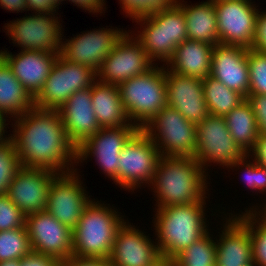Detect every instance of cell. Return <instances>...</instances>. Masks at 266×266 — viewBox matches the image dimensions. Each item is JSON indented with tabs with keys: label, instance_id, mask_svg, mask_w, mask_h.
<instances>
[{
	"label": "cell",
	"instance_id": "52",
	"mask_svg": "<svg viewBox=\"0 0 266 266\" xmlns=\"http://www.w3.org/2000/svg\"><path fill=\"white\" fill-rule=\"evenodd\" d=\"M242 266H259L254 260Z\"/></svg>",
	"mask_w": 266,
	"mask_h": 266
},
{
	"label": "cell",
	"instance_id": "29",
	"mask_svg": "<svg viewBox=\"0 0 266 266\" xmlns=\"http://www.w3.org/2000/svg\"><path fill=\"white\" fill-rule=\"evenodd\" d=\"M224 118L234 141L249 154L255 148L259 136L255 115L249 103L245 99Z\"/></svg>",
	"mask_w": 266,
	"mask_h": 266
},
{
	"label": "cell",
	"instance_id": "44",
	"mask_svg": "<svg viewBox=\"0 0 266 266\" xmlns=\"http://www.w3.org/2000/svg\"><path fill=\"white\" fill-rule=\"evenodd\" d=\"M256 162L266 167V135H259L255 148L249 153Z\"/></svg>",
	"mask_w": 266,
	"mask_h": 266
},
{
	"label": "cell",
	"instance_id": "5",
	"mask_svg": "<svg viewBox=\"0 0 266 266\" xmlns=\"http://www.w3.org/2000/svg\"><path fill=\"white\" fill-rule=\"evenodd\" d=\"M134 22H139L141 27L137 35L134 33L133 36L154 64L156 60L167 64L176 47L188 39L185 16L176 3L169 8L137 18Z\"/></svg>",
	"mask_w": 266,
	"mask_h": 266
},
{
	"label": "cell",
	"instance_id": "40",
	"mask_svg": "<svg viewBox=\"0 0 266 266\" xmlns=\"http://www.w3.org/2000/svg\"><path fill=\"white\" fill-rule=\"evenodd\" d=\"M251 50L266 53V10H258Z\"/></svg>",
	"mask_w": 266,
	"mask_h": 266
},
{
	"label": "cell",
	"instance_id": "54",
	"mask_svg": "<svg viewBox=\"0 0 266 266\" xmlns=\"http://www.w3.org/2000/svg\"><path fill=\"white\" fill-rule=\"evenodd\" d=\"M209 1H211V2H219V1H223V0H209Z\"/></svg>",
	"mask_w": 266,
	"mask_h": 266
},
{
	"label": "cell",
	"instance_id": "37",
	"mask_svg": "<svg viewBox=\"0 0 266 266\" xmlns=\"http://www.w3.org/2000/svg\"><path fill=\"white\" fill-rule=\"evenodd\" d=\"M126 16L135 20L148 16L155 11L173 6L176 0H119Z\"/></svg>",
	"mask_w": 266,
	"mask_h": 266
},
{
	"label": "cell",
	"instance_id": "27",
	"mask_svg": "<svg viewBox=\"0 0 266 266\" xmlns=\"http://www.w3.org/2000/svg\"><path fill=\"white\" fill-rule=\"evenodd\" d=\"M181 1L176 0V4L183 10L188 39L206 42L213 46L218 44L219 35L214 3L206 0L197 5H189Z\"/></svg>",
	"mask_w": 266,
	"mask_h": 266
},
{
	"label": "cell",
	"instance_id": "25",
	"mask_svg": "<svg viewBox=\"0 0 266 266\" xmlns=\"http://www.w3.org/2000/svg\"><path fill=\"white\" fill-rule=\"evenodd\" d=\"M213 48L209 43L186 39L176 47L166 68L180 75L204 79L210 76Z\"/></svg>",
	"mask_w": 266,
	"mask_h": 266
},
{
	"label": "cell",
	"instance_id": "50",
	"mask_svg": "<svg viewBox=\"0 0 266 266\" xmlns=\"http://www.w3.org/2000/svg\"><path fill=\"white\" fill-rule=\"evenodd\" d=\"M262 204H263V205L260 204V208H261V209L259 208L258 205H257V208H256V205H255V206L250 207V208H249V211H253V210H254V211H257V212H262V211L266 208V200H265V203L263 202ZM262 206H264V208H263ZM258 208H259V209H258Z\"/></svg>",
	"mask_w": 266,
	"mask_h": 266
},
{
	"label": "cell",
	"instance_id": "33",
	"mask_svg": "<svg viewBox=\"0 0 266 266\" xmlns=\"http://www.w3.org/2000/svg\"><path fill=\"white\" fill-rule=\"evenodd\" d=\"M31 251L26 225L13 230L0 231V261L21 260Z\"/></svg>",
	"mask_w": 266,
	"mask_h": 266
},
{
	"label": "cell",
	"instance_id": "42",
	"mask_svg": "<svg viewBox=\"0 0 266 266\" xmlns=\"http://www.w3.org/2000/svg\"><path fill=\"white\" fill-rule=\"evenodd\" d=\"M60 266H111L107 259L71 256L60 261Z\"/></svg>",
	"mask_w": 266,
	"mask_h": 266
},
{
	"label": "cell",
	"instance_id": "15",
	"mask_svg": "<svg viewBox=\"0 0 266 266\" xmlns=\"http://www.w3.org/2000/svg\"><path fill=\"white\" fill-rule=\"evenodd\" d=\"M132 32L135 31L128 30L105 58L97 72L99 81L119 85L135 76L145 74L155 65Z\"/></svg>",
	"mask_w": 266,
	"mask_h": 266
},
{
	"label": "cell",
	"instance_id": "39",
	"mask_svg": "<svg viewBox=\"0 0 266 266\" xmlns=\"http://www.w3.org/2000/svg\"><path fill=\"white\" fill-rule=\"evenodd\" d=\"M245 99L255 115L259 135H266V95L249 94Z\"/></svg>",
	"mask_w": 266,
	"mask_h": 266
},
{
	"label": "cell",
	"instance_id": "34",
	"mask_svg": "<svg viewBox=\"0 0 266 266\" xmlns=\"http://www.w3.org/2000/svg\"><path fill=\"white\" fill-rule=\"evenodd\" d=\"M6 136L0 143V195L7 194L12 178L21 167L12 138Z\"/></svg>",
	"mask_w": 266,
	"mask_h": 266
},
{
	"label": "cell",
	"instance_id": "48",
	"mask_svg": "<svg viewBox=\"0 0 266 266\" xmlns=\"http://www.w3.org/2000/svg\"><path fill=\"white\" fill-rule=\"evenodd\" d=\"M152 266H175L174 260H170L168 258H161Z\"/></svg>",
	"mask_w": 266,
	"mask_h": 266
},
{
	"label": "cell",
	"instance_id": "28",
	"mask_svg": "<svg viewBox=\"0 0 266 266\" xmlns=\"http://www.w3.org/2000/svg\"><path fill=\"white\" fill-rule=\"evenodd\" d=\"M34 107V99L15 77L7 62L0 58V115L15 119ZM13 117V118H12Z\"/></svg>",
	"mask_w": 266,
	"mask_h": 266
},
{
	"label": "cell",
	"instance_id": "12",
	"mask_svg": "<svg viewBox=\"0 0 266 266\" xmlns=\"http://www.w3.org/2000/svg\"><path fill=\"white\" fill-rule=\"evenodd\" d=\"M138 130L137 126L101 128L76 148V166L93 156L105 176L118 186L120 153Z\"/></svg>",
	"mask_w": 266,
	"mask_h": 266
},
{
	"label": "cell",
	"instance_id": "3",
	"mask_svg": "<svg viewBox=\"0 0 266 266\" xmlns=\"http://www.w3.org/2000/svg\"><path fill=\"white\" fill-rule=\"evenodd\" d=\"M206 199L201 201L156 208L154 229L161 257L174 260L192 243L208 231L205 208Z\"/></svg>",
	"mask_w": 266,
	"mask_h": 266
},
{
	"label": "cell",
	"instance_id": "17",
	"mask_svg": "<svg viewBox=\"0 0 266 266\" xmlns=\"http://www.w3.org/2000/svg\"><path fill=\"white\" fill-rule=\"evenodd\" d=\"M31 250L59 262L72 256V231L46 210L26 215Z\"/></svg>",
	"mask_w": 266,
	"mask_h": 266
},
{
	"label": "cell",
	"instance_id": "55",
	"mask_svg": "<svg viewBox=\"0 0 266 266\" xmlns=\"http://www.w3.org/2000/svg\"><path fill=\"white\" fill-rule=\"evenodd\" d=\"M3 52H4V51L0 50V58H1L2 54H3Z\"/></svg>",
	"mask_w": 266,
	"mask_h": 266
},
{
	"label": "cell",
	"instance_id": "18",
	"mask_svg": "<svg viewBox=\"0 0 266 266\" xmlns=\"http://www.w3.org/2000/svg\"><path fill=\"white\" fill-rule=\"evenodd\" d=\"M126 220L117 229L108 258L111 266H152L160 260L158 245Z\"/></svg>",
	"mask_w": 266,
	"mask_h": 266
},
{
	"label": "cell",
	"instance_id": "23",
	"mask_svg": "<svg viewBox=\"0 0 266 266\" xmlns=\"http://www.w3.org/2000/svg\"><path fill=\"white\" fill-rule=\"evenodd\" d=\"M57 111L75 148L101 129L92 105L91 88L72 94Z\"/></svg>",
	"mask_w": 266,
	"mask_h": 266
},
{
	"label": "cell",
	"instance_id": "31",
	"mask_svg": "<svg viewBox=\"0 0 266 266\" xmlns=\"http://www.w3.org/2000/svg\"><path fill=\"white\" fill-rule=\"evenodd\" d=\"M212 237L208 231L192 243L174 259L175 266H215L216 241Z\"/></svg>",
	"mask_w": 266,
	"mask_h": 266
},
{
	"label": "cell",
	"instance_id": "38",
	"mask_svg": "<svg viewBox=\"0 0 266 266\" xmlns=\"http://www.w3.org/2000/svg\"><path fill=\"white\" fill-rule=\"evenodd\" d=\"M25 214L11 201L7 194L0 195V231L25 226Z\"/></svg>",
	"mask_w": 266,
	"mask_h": 266
},
{
	"label": "cell",
	"instance_id": "26",
	"mask_svg": "<svg viewBox=\"0 0 266 266\" xmlns=\"http://www.w3.org/2000/svg\"><path fill=\"white\" fill-rule=\"evenodd\" d=\"M93 109L101 128L136 126L131 123L123 107L118 85L96 79L91 86Z\"/></svg>",
	"mask_w": 266,
	"mask_h": 266
},
{
	"label": "cell",
	"instance_id": "11",
	"mask_svg": "<svg viewBox=\"0 0 266 266\" xmlns=\"http://www.w3.org/2000/svg\"><path fill=\"white\" fill-rule=\"evenodd\" d=\"M5 23L6 34L21 50L57 52L62 50V23L58 13H34ZM35 14V15H34ZM63 39V40H62Z\"/></svg>",
	"mask_w": 266,
	"mask_h": 266
},
{
	"label": "cell",
	"instance_id": "51",
	"mask_svg": "<svg viewBox=\"0 0 266 266\" xmlns=\"http://www.w3.org/2000/svg\"><path fill=\"white\" fill-rule=\"evenodd\" d=\"M50 2L57 10L59 9V5L62 4L63 0H47Z\"/></svg>",
	"mask_w": 266,
	"mask_h": 266
},
{
	"label": "cell",
	"instance_id": "24",
	"mask_svg": "<svg viewBox=\"0 0 266 266\" xmlns=\"http://www.w3.org/2000/svg\"><path fill=\"white\" fill-rule=\"evenodd\" d=\"M229 214V217L227 215ZM231 214V216H230ZM223 230L216 237L215 266H242L253 261L249 229L231 213L224 214Z\"/></svg>",
	"mask_w": 266,
	"mask_h": 266
},
{
	"label": "cell",
	"instance_id": "2",
	"mask_svg": "<svg viewBox=\"0 0 266 266\" xmlns=\"http://www.w3.org/2000/svg\"><path fill=\"white\" fill-rule=\"evenodd\" d=\"M207 175L194 157L161 156L150 185L157 198L155 208L191 204L208 198Z\"/></svg>",
	"mask_w": 266,
	"mask_h": 266
},
{
	"label": "cell",
	"instance_id": "46",
	"mask_svg": "<svg viewBox=\"0 0 266 266\" xmlns=\"http://www.w3.org/2000/svg\"><path fill=\"white\" fill-rule=\"evenodd\" d=\"M0 6L2 9L9 10L16 13L26 11L27 10V3L26 0H0Z\"/></svg>",
	"mask_w": 266,
	"mask_h": 266
},
{
	"label": "cell",
	"instance_id": "10",
	"mask_svg": "<svg viewBox=\"0 0 266 266\" xmlns=\"http://www.w3.org/2000/svg\"><path fill=\"white\" fill-rule=\"evenodd\" d=\"M196 135L194 158L205 171L212 163L227 168L246 155L230 135L224 117L207 115L196 125Z\"/></svg>",
	"mask_w": 266,
	"mask_h": 266
},
{
	"label": "cell",
	"instance_id": "35",
	"mask_svg": "<svg viewBox=\"0 0 266 266\" xmlns=\"http://www.w3.org/2000/svg\"><path fill=\"white\" fill-rule=\"evenodd\" d=\"M251 158V161L250 159ZM237 168L244 170L243 180L245 181L247 187L250 190L258 191L259 193H266V167L256 162L249 154H246L241 160L231 164L227 168H231L233 170ZM245 177V178H244ZM242 179V178H241Z\"/></svg>",
	"mask_w": 266,
	"mask_h": 266
},
{
	"label": "cell",
	"instance_id": "16",
	"mask_svg": "<svg viewBox=\"0 0 266 266\" xmlns=\"http://www.w3.org/2000/svg\"><path fill=\"white\" fill-rule=\"evenodd\" d=\"M219 43L251 48L255 34L258 6L252 0L214 2Z\"/></svg>",
	"mask_w": 266,
	"mask_h": 266
},
{
	"label": "cell",
	"instance_id": "22",
	"mask_svg": "<svg viewBox=\"0 0 266 266\" xmlns=\"http://www.w3.org/2000/svg\"><path fill=\"white\" fill-rule=\"evenodd\" d=\"M60 53L21 50L12 54L4 49L2 58L12 69L13 74L24 89L34 99L43 88Z\"/></svg>",
	"mask_w": 266,
	"mask_h": 266
},
{
	"label": "cell",
	"instance_id": "21",
	"mask_svg": "<svg viewBox=\"0 0 266 266\" xmlns=\"http://www.w3.org/2000/svg\"><path fill=\"white\" fill-rule=\"evenodd\" d=\"M248 48L240 45L221 44L214 46L210 76L222 82L226 87L249 95Z\"/></svg>",
	"mask_w": 266,
	"mask_h": 266
},
{
	"label": "cell",
	"instance_id": "45",
	"mask_svg": "<svg viewBox=\"0 0 266 266\" xmlns=\"http://www.w3.org/2000/svg\"><path fill=\"white\" fill-rule=\"evenodd\" d=\"M27 11L31 10L34 13H57L56 8L47 0H26Z\"/></svg>",
	"mask_w": 266,
	"mask_h": 266
},
{
	"label": "cell",
	"instance_id": "47",
	"mask_svg": "<svg viewBox=\"0 0 266 266\" xmlns=\"http://www.w3.org/2000/svg\"><path fill=\"white\" fill-rule=\"evenodd\" d=\"M6 125L8 126V124H6V119L0 115V143L7 138L5 136V133H7V127H5Z\"/></svg>",
	"mask_w": 266,
	"mask_h": 266
},
{
	"label": "cell",
	"instance_id": "53",
	"mask_svg": "<svg viewBox=\"0 0 266 266\" xmlns=\"http://www.w3.org/2000/svg\"><path fill=\"white\" fill-rule=\"evenodd\" d=\"M261 213L266 217V208Z\"/></svg>",
	"mask_w": 266,
	"mask_h": 266
},
{
	"label": "cell",
	"instance_id": "13",
	"mask_svg": "<svg viewBox=\"0 0 266 266\" xmlns=\"http://www.w3.org/2000/svg\"><path fill=\"white\" fill-rule=\"evenodd\" d=\"M78 173V168H75L71 172L58 174L53 179L45 209L71 231L77 227L83 210L92 200L82 186L83 181Z\"/></svg>",
	"mask_w": 266,
	"mask_h": 266
},
{
	"label": "cell",
	"instance_id": "6",
	"mask_svg": "<svg viewBox=\"0 0 266 266\" xmlns=\"http://www.w3.org/2000/svg\"><path fill=\"white\" fill-rule=\"evenodd\" d=\"M118 85L127 116L139 129L167 106L165 64Z\"/></svg>",
	"mask_w": 266,
	"mask_h": 266
},
{
	"label": "cell",
	"instance_id": "30",
	"mask_svg": "<svg viewBox=\"0 0 266 266\" xmlns=\"http://www.w3.org/2000/svg\"><path fill=\"white\" fill-rule=\"evenodd\" d=\"M203 94L210 114L220 117H225L245 100L242 94L229 89L212 76L203 79Z\"/></svg>",
	"mask_w": 266,
	"mask_h": 266
},
{
	"label": "cell",
	"instance_id": "49",
	"mask_svg": "<svg viewBox=\"0 0 266 266\" xmlns=\"http://www.w3.org/2000/svg\"><path fill=\"white\" fill-rule=\"evenodd\" d=\"M0 266H20V260L0 261Z\"/></svg>",
	"mask_w": 266,
	"mask_h": 266
},
{
	"label": "cell",
	"instance_id": "20",
	"mask_svg": "<svg viewBox=\"0 0 266 266\" xmlns=\"http://www.w3.org/2000/svg\"><path fill=\"white\" fill-rule=\"evenodd\" d=\"M167 106L198 125L210 114L203 94V79L177 74L165 67Z\"/></svg>",
	"mask_w": 266,
	"mask_h": 266
},
{
	"label": "cell",
	"instance_id": "4",
	"mask_svg": "<svg viewBox=\"0 0 266 266\" xmlns=\"http://www.w3.org/2000/svg\"><path fill=\"white\" fill-rule=\"evenodd\" d=\"M94 200L85 207L72 231V255L108 260L117 229L125 219L110 204Z\"/></svg>",
	"mask_w": 266,
	"mask_h": 266
},
{
	"label": "cell",
	"instance_id": "14",
	"mask_svg": "<svg viewBox=\"0 0 266 266\" xmlns=\"http://www.w3.org/2000/svg\"><path fill=\"white\" fill-rule=\"evenodd\" d=\"M100 28L83 31L71 39L62 41L61 55L72 63L86 65L96 73L100 70L105 58L116 44L127 33L123 29ZM85 32V33H84Z\"/></svg>",
	"mask_w": 266,
	"mask_h": 266
},
{
	"label": "cell",
	"instance_id": "7",
	"mask_svg": "<svg viewBox=\"0 0 266 266\" xmlns=\"http://www.w3.org/2000/svg\"><path fill=\"white\" fill-rule=\"evenodd\" d=\"M142 130L154 142L161 156L194 157L196 125L176 109L163 107Z\"/></svg>",
	"mask_w": 266,
	"mask_h": 266
},
{
	"label": "cell",
	"instance_id": "32",
	"mask_svg": "<svg viewBox=\"0 0 266 266\" xmlns=\"http://www.w3.org/2000/svg\"><path fill=\"white\" fill-rule=\"evenodd\" d=\"M235 216L249 229L252 241L253 260L259 266H266V217L248 208Z\"/></svg>",
	"mask_w": 266,
	"mask_h": 266
},
{
	"label": "cell",
	"instance_id": "1",
	"mask_svg": "<svg viewBox=\"0 0 266 266\" xmlns=\"http://www.w3.org/2000/svg\"><path fill=\"white\" fill-rule=\"evenodd\" d=\"M12 120L15 122L11 124L14 134L9 136L22 167L45 169L57 174L75 170L76 148L67 138L57 110L33 107Z\"/></svg>",
	"mask_w": 266,
	"mask_h": 266
},
{
	"label": "cell",
	"instance_id": "36",
	"mask_svg": "<svg viewBox=\"0 0 266 266\" xmlns=\"http://www.w3.org/2000/svg\"><path fill=\"white\" fill-rule=\"evenodd\" d=\"M249 94L266 95V53L248 49Z\"/></svg>",
	"mask_w": 266,
	"mask_h": 266
},
{
	"label": "cell",
	"instance_id": "19",
	"mask_svg": "<svg viewBox=\"0 0 266 266\" xmlns=\"http://www.w3.org/2000/svg\"><path fill=\"white\" fill-rule=\"evenodd\" d=\"M57 175L49 170L21 166L9 184L7 195L25 216L45 211L49 187Z\"/></svg>",
	"mask_w": 266,
	"mask_h": 266
},
{
	"label": "cell",
	"instance_id": "8",
	"mask_svg": "<svg viewBox=\"0 0 266 266\" xmlns=\"http://www.w3.org/2000/svg\"><path fill=\"white\" fill-rule=\"evenodd\" d=\"M96 79L97 73L91 68L72 63L60 54L43 88L34 98V107L58 110L72 94L91 88Z\"/></svg>",
	"mask_w": 266,
	"mask_h": 266
},
{
	"label": "cell",
	"instance_id": "43",
	"mask_svg": "<svg viewBox=\"0 0 266 266\" xmlns=\"http://www.w3.org/2000/svg\"><path fill=\"white\" fill-rule=\"evenodd\" d=\"M67 1V0H63ZM74 3L75 5L80 7L81 9L86 11H89L90 13H103L102 11H105L104 8L106 9L105 5L106 2L105 0H69V2Z\"/></svg>",
	"mask_w": 266,
	"mask_h": 266
},
{
	"label": "cell",
	"instance_id": "9",
	"mask_svg": "<svg viewBox=\"0 0 266 266\" xmlns=\"http://www.w3.org/2000/svg\"><path fill=\"white\" fill-rule=\"evenodd\" d=\"M161 155L151 138L139 129L120 153L118 186L133 191L152 184ZM144 183V184H143Z\"/></svg>",
	"mask_w": 266,
	"mask_h": 266
},
{
	"label": "cell",
	"instance_id": "41",
	"mask_svg": "<svg viewBox=\"0 0 266 266\" xmlns=\"http://www.w3.org/2000/svg\"><path fill=\"white\" fill-rule=\"evenodd\" d=\"M20 266H60L54 257L31 251L20 260Z\"/></svg>",
	"mask_w": 266,
	"mask_h": 266
}]
</instances>
